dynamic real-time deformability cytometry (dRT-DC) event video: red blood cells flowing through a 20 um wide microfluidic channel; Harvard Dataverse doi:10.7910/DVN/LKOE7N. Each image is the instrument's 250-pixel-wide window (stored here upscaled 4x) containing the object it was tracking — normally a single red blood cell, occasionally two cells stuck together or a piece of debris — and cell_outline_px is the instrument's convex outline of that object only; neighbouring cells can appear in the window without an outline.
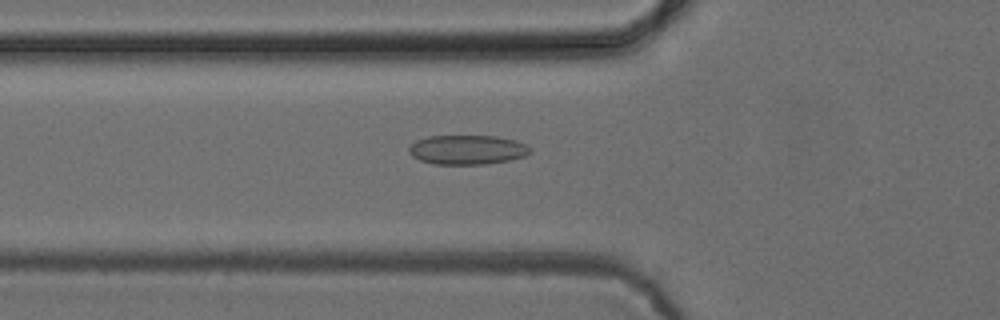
{"species": "common noctule bat (a hibernating species)", "species_latin": "Nyctalus noctula", "temperature_condition": "cold", "stored_images_in_passage": 53, "camera_frame_rate_fps": 3000, "um_per_image_px": 0.085, "animal": {"sex": "female", "body_mass_g": 24.6, "forearm_length_mm": 56.2}, "frame": {"image": 1, "passage_image": 19, "time_ms": 6.0, "image_size_px": [1000, 320], "cell_outline_px": [[532, 152], [524, 156], [508, 160], [484, 164], [436, 164], [420, 160], [412, 156], [408, 152], [408, 148], [416, 140], [428, 136], [496, 136], [516, 140], [528, 144], [532, 148]], "centroid_in_image_um": [39.74, 12.72], "position_along_channel_um": 86.1, "area_um2": 20.87}}
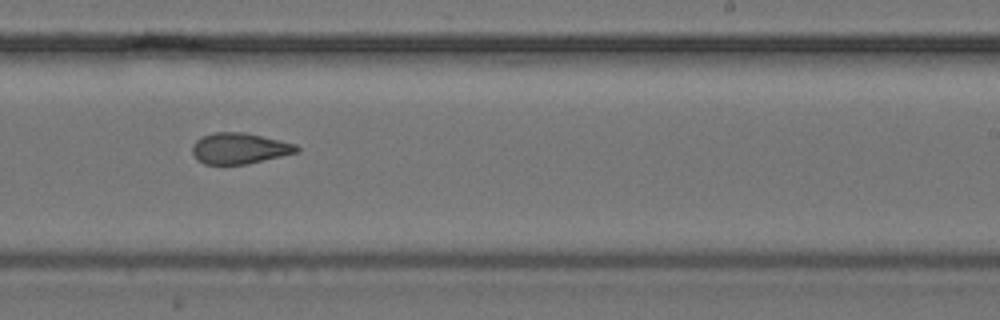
{"frame": {"image": 2, "passage_image": 33, "time_ms": 10.667, "image_size_px": [1000, 320], "cell_outline_px": [[300, 152], [248, 164], [204, 164], [196, 160], [192, 152], [192, 144], [200, 136], [212, 132], [244, 132], [296, 144], [300, 148]], "centroid_in_image_um": [20.33, 12.61], "position_along_channel_um": 268.7, "area_um2": 19.07}}
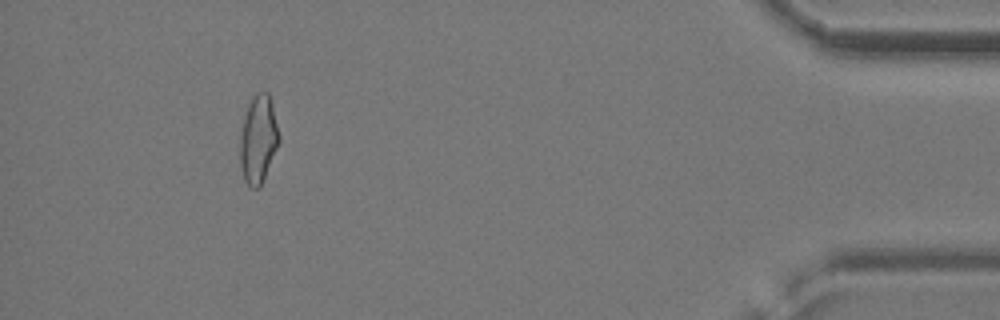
{"frame": {"image": 3, "passage_image": 49, "time_ms": 16.0, "image_size_px": [1000, 320], "cell_outline_px": [[280, 140], [264, 180], [260, 188], [252, 188], [244, 180], [240, 164], [240, 136], [244, 116], [248, 104], [252, 96], [256, 92], [268, 92], [272, 104], [280, 136]], "centroid_in_image_um": [21.95, 11.84], "position_along_channel_um": 413.2, "area_um2": 20.11}, "authors_computed_cell_mechanics": {"area_um2": 19.9988, "velocity_mm_per_s": 3.8947, "shape_relaxation_time_tau1_ms": null, "shape_relaxation_time_tau2_ms": 2.4675, "deformation_change_tau1": null, "deformation_change_tau2": 0.0803}}